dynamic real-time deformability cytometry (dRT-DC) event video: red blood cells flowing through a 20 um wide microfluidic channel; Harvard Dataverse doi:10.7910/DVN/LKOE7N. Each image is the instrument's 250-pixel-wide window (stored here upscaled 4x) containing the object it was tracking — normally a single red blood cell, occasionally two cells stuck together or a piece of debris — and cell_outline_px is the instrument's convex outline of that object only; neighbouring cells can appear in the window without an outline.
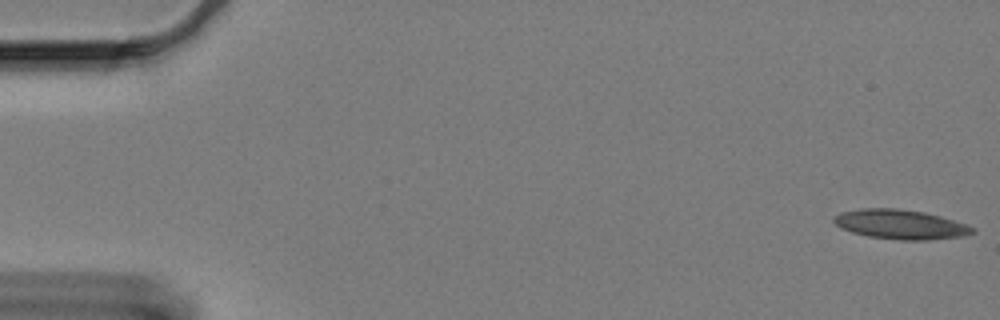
{"species": "Egyptian fruit bat (a non-hibernating species)", "species_latin": "Rousettus aegyptiacus", "temperature_condition": "cold", "stored_images_in_passage": 61, "camera_frame_rate_fps": 3000, "um_per_image_px": 0.085, "animal": {"sex": "female"}, "frame": {"image": 1, "passage_image": 1, "time_ms": 0.0, "image_size_px": [1000, 320], "cell_outline_px": [[976, 232], [960, 236], [928, 240], [900, 240], [868, 236], [852, 232], [836, 224], [832, 220], [832, 216], [840, 212], [864, 208], [896, 208], [924, 212], [940, 216], [968, 224], [976, 228]], "centroid_in_image_um": [76.56, 19.06], "position_along_channel_um": 8.4, "area_um2": 23.81}}
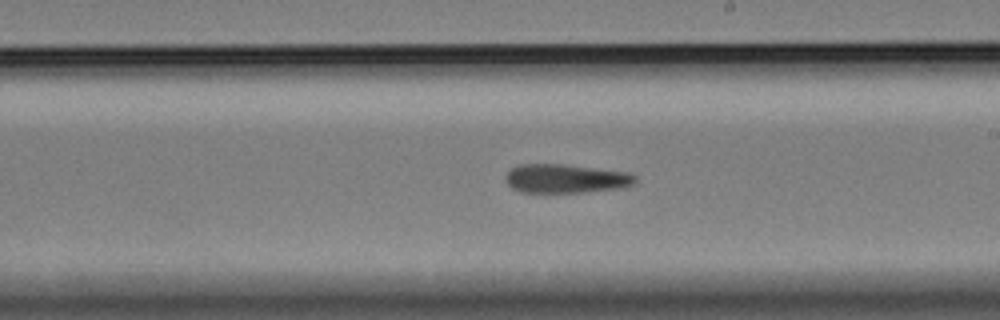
{"frame": {"image": 2, "passage_image": 35, "time_ms": 11.333, "image_size_px": [1000, 320], "cell_outline_px": [[636, 184], [628, 188], [584, 192], [520, 192], [512, 188], [508, 184], [504, 176], [512, 168], [520, 164], [564, 164], [628, 172], [636, 176]], "centroid_in_image_um": [48.15, 15.18], "position_along_channel_um": 240.9, "area_um2": 22.08}}
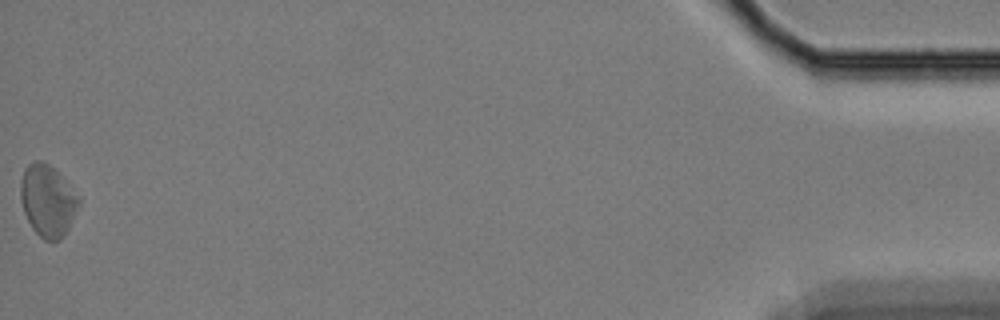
{"frame": {"image": 3, "passage_image": 61, "time_ms": 20.0, "image_size_px": [1000, 320], "cell_outline_px": [[80, 204], [64, 236], [60, 240], [44, 240], [32, 228], [24, 212], [20, 200], [20, 184], [24, 168], [28, 164], [36, 160], [40, 160], [48, 164], [80, 196]], "centroid_in_image_um": [4.04, 17.06], "position_along_channel_um": 431.2, "area_um2": 24.16}, "authors_computed_cell_mechanics": {"area_um2": 22.7732, "velocity_mm_per_s": 3.2699, "shape_relaxation_time_tau1_ms": null, "shape_relaxation_time_tau2_ms": 8.5883, "deformation_change_tau1": null, "deformation_change_tau2": 0.1988}}